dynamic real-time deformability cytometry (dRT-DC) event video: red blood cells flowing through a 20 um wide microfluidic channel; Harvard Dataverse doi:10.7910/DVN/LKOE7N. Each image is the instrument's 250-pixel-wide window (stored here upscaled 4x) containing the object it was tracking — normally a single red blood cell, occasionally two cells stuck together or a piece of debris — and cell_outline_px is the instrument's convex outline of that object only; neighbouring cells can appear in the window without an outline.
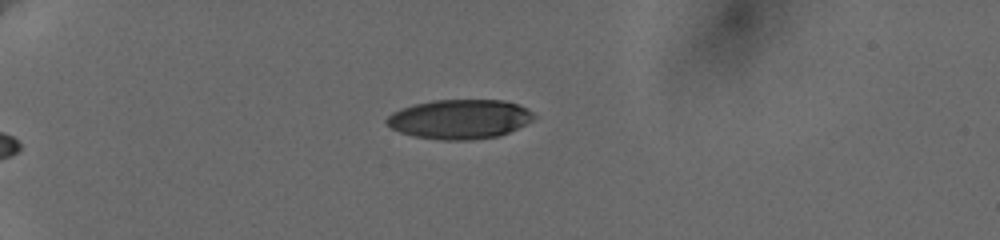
{"species": "human", "species_latin": "Homo sapiens", "temperature_condition": "cold", "stored_images_in_passage": 31, "camera_frame_rate_fps": 3000, "um_per_image_px": 0.085, "donor": {"sex": "female"}, "frame": {"image": 1, "passage_image": 1, "time_ms": 0.0, "image_size_px": [1000, 240], "cell_outline_px": [[536, 116], [532, 120], [508, 132], [496, 136], [468, 140], [444, 140], [412, 136], [400, 132], [392, 128], [384, 120], [392, 112], [400, 108], [412, 104], [432, 100], [504, 100], [528, 108]], "centroid_in_image_um": [39.03, 10.11], "position_along_channel_um": 46.0, "area_um2": 33.76}}
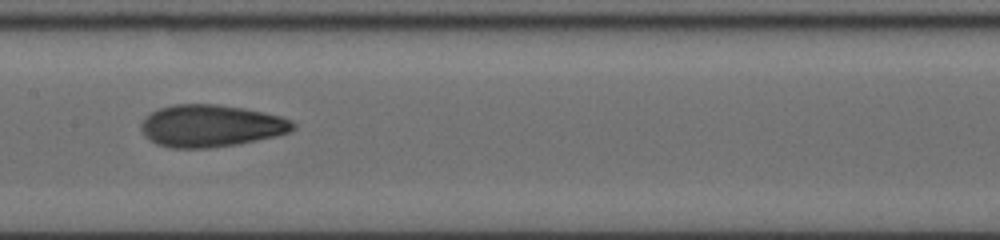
{"frame": {"image": 2, "passage_image": 17, "time_ms": 5.333, "image_size_px": [1000, 240], "cell_outline_px": [[296, 128], [288, 132], [276, 136], [236, 144], [208, 148], [168, 148], [156, 144], [144, 136], [140, 128], [140, 124], [144, 116], [160, 108], [172, 104], [216, 104], [244, 108], [264, 112], [280, 116], [292, 120], [296, 124]], "centroid_in_image_um": [17.9, 10.69], "position_along_channel_um": 189.5, "area_um2": 37.57}}
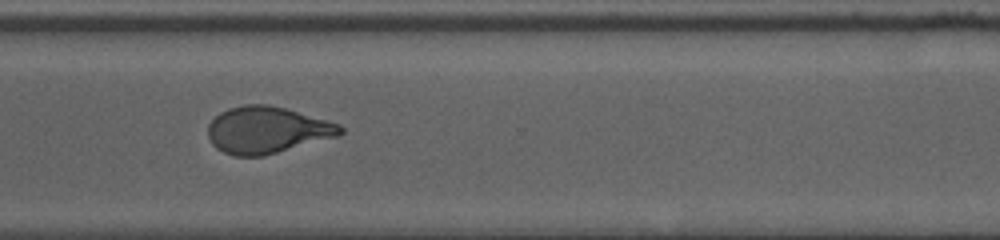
{"frame": {"image": 3, "passage_image": 30, "time_ms": 9.667, "image_size_px": [1000, 240], "cell_outline_px": [[344, 132], [336, 136], [264, 156], [236, 156], [224, 152], [216, 148], [212, 144], [208, 136], [208, 124], [220, 112], [228, 108], [244, 104], [268, 104], [284, 108], [340, 124], [344, 128]], "centroid_in_image_um": [22.66, 11.05], "position_along_channel_um": 347.9, "area_um2": 35.84}}